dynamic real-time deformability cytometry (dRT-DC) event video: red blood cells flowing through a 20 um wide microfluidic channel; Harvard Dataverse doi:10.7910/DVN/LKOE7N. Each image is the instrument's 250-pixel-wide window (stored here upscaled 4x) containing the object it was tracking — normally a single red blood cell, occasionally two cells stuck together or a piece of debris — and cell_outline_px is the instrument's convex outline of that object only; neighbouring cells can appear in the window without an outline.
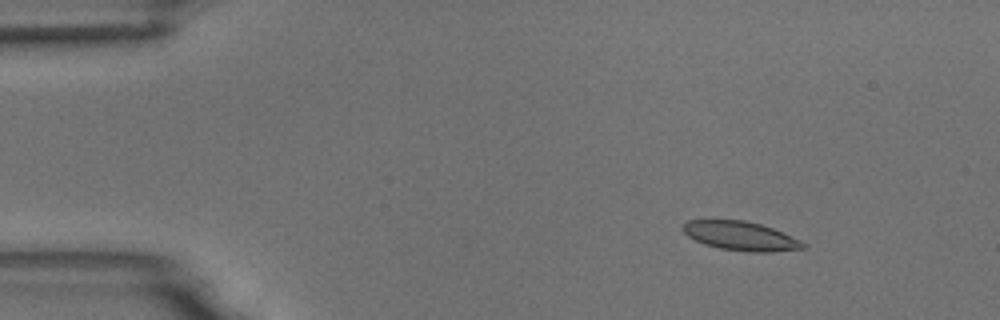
{"species": "common noctule bat (a hibernating species)", "species_latin": "Nyctalus noctula", "temperature_condition": "room temperature", "stored_images_in_passage": 13, "camera_frame_rate_fps": 3000, "um_per_image_px": 0.085, "animal": {"sex": "male", "body_mass_g": 18.8}, "frame": {"image": 1, "passage_image": 1, "time_ms": 0.0, "image_size_px": [1000, 320], "cell_outline_px": [[808, 248], [772, 252], [752, 252], [720, 248], [704, 244], [688, 236], [680, 228], [688, 220], [744, 220], [760, 224], [772, 228], [800, 240], [808, 244]], "centroid_in_image_um": [62.98, 20.06], "position_along_channel_um": 22.0, "area_um2": 20.29}}
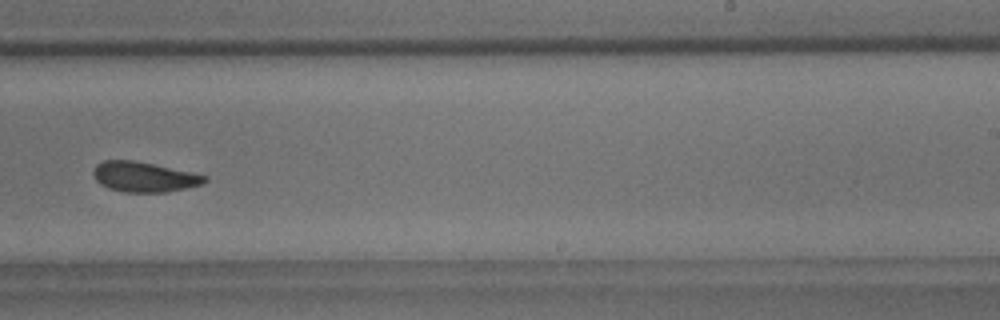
{"frame": {"image": 2, "passage_image": 8, "time_ms": 9.0, "image_size_px": [1000, 320], "cell_outline_px": [[208, 180], [204, 184], [168, 192], [124, 192], [108, 188], [100, 184], [92, 176], [92, 172], [96, 164], [104, 160], [132, 160], [192, 172], [208, 176]], "centroid_in_image_um": [12.24, 15.04], "position_along_channel_um": 276.8, "area_um2": 19.65}}
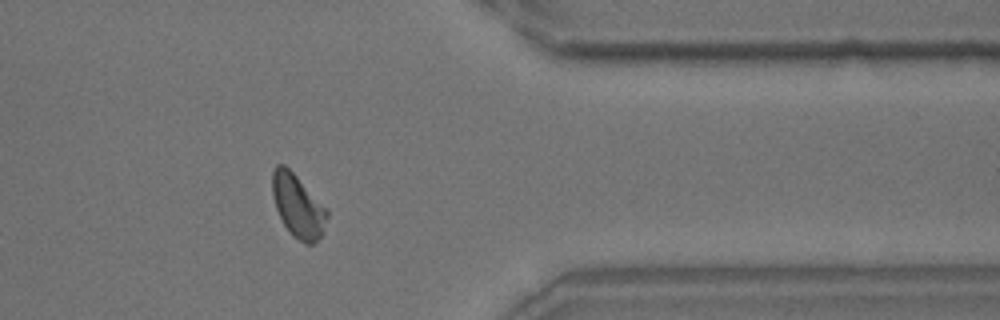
{"frame": {"image": 3, "passage_image": 11, "time_ms": 12.333, "image_size_px": [1000, 320], "cell_outline_px": [[328, 216], [324, 232], [312, 244], [304, 244], [292, 236], [284, 224], [276, 208], [272, 196], [272, 172], [276, 164], [284, 164], [328, 208]], "centroid_in_image_um": [25.33, 17.52], "position_along_channel_um": 386.1, "area_um2": 20.17}, "authors_computed_cell_mechanics": {"area_um2": 20.1722, "velocity_mm_per_s": 3.712, "shape_relaxation_time_tau1_ms": 2.1612, "shape_relaxation_time_tau2_ms": null, "deformation_change_tau1": 0.0714, "deformation_change_tau2": null}}